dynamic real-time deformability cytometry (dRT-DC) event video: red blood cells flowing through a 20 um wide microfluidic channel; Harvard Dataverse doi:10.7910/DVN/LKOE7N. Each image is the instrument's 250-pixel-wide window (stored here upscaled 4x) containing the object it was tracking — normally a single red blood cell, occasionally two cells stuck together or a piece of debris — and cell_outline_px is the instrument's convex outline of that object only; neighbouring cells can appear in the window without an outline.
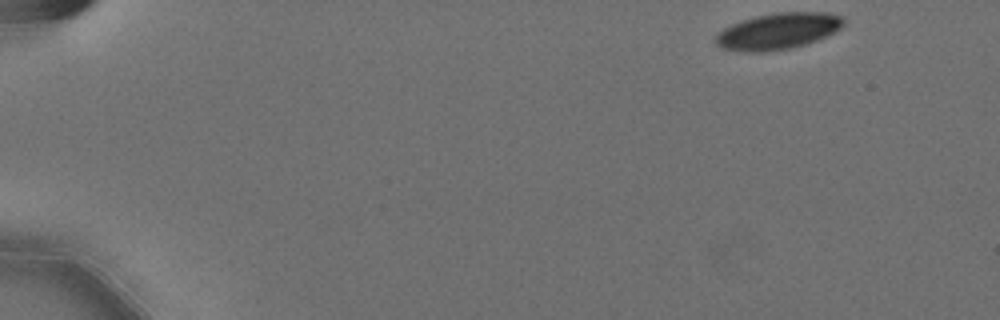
{"species": "Egyptian fruit bat (a non-hibernating species)", "species_latin": "Rousettus aegyptiacus", "temperature_condition": "cold", "stored_images_in_passage": 53, "camera_frame_rate_fps": 3000, "um_per_image_px": 0.085, "animal": {"sex": "female"}, "frame": {"image": 1, "passage_image": 1, "time_ms": 0.0, "image_size_px": [1000, 320], "cell_outline_px": [[844, 24], [836, 32], [828, 36], [792, 48], [764, 52], [740, 52], [720, 48], [716, 44], [716, 36], [724, 28], [732, 24], [756, 16], [776, 12], [828, 12], [844, 16]], "centroid_in_image_um": [66.16, 2.65], "position_along_channel_um": 18.8, "area_um2": 27.22}}
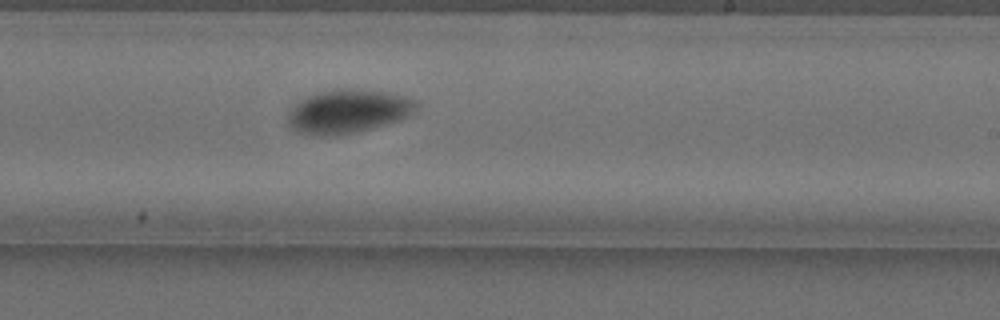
{"frame": {"image": 2, "passage_image": 32, "time_ms": 10.333, "image_size_px": [1000, 320], "cell_outline_px": [[416, 108], [408, 116], [384, 124], [352, 132], [320, 136], [300, 132], [292, 128], [288, 124], [288, 112], [300, 100], [316, 92], [340, 88], [388, 92], [408, 96], [416, 100]], "centroid_in_image_um": [29.57, 9.43], "position_along_channel_um": 259.4, "area_um2": 32.02}}
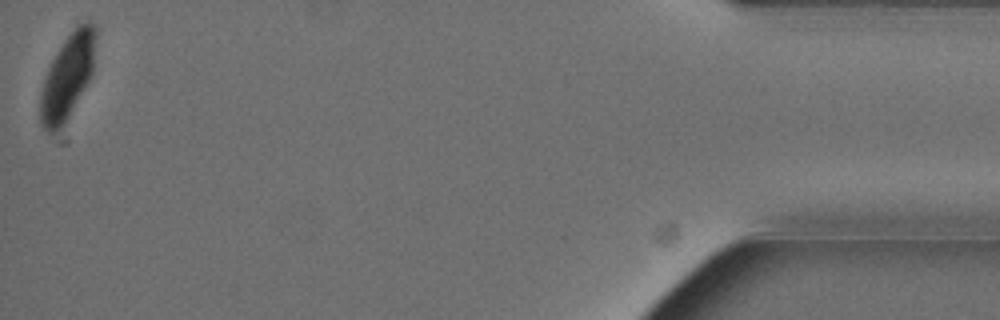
{"frame": {"image": 3, "passage_image": 53, "time_ms": 17.333, "image_size_px": [1000, 320], "cell_outline_px": [[96, 32], [92, 76], [64, 124], [56, 132], [48, 132], [40, 124], [40, 92], [44, 76], [56, 52], [64, 40], [84, 20], [88, 20], [92, 24]], "centroid_in_image_um": [5.72, 6.53], "position_along_channel_um": 429.5, "area_um2": 27.22}, "authors_computed_cell_mechanics": {"area_um2": 29.478, "velocity_mm_per_s": 3.5573, "shape_relaxation_time_tau1_ms": 3.7404, "shape_relaxation_time_tau2_ms": 2.6742, "deformation_change_tau1": 0.1201, "deformation_change_tau2": 0.0291}}